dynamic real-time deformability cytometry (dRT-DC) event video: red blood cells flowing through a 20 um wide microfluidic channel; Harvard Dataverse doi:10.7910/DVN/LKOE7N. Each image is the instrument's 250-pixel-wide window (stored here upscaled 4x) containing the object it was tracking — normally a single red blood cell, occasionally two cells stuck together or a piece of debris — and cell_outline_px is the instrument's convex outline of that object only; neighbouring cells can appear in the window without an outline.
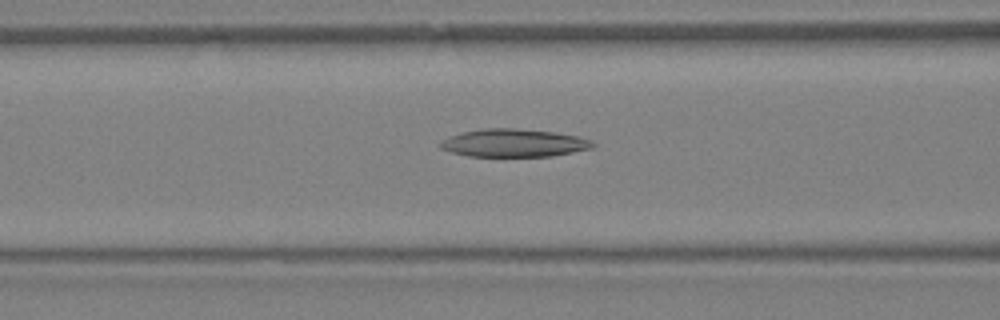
{"species": "Egyptian fruit bat (a non-hibernating species)", "species_latin": "Rousettus aegyptiacus", "temperature_condition": "warm", "stored_images_in_passage": 24, "camera_frame_rate_fps": 3000, "um_per_image_px": 0.085, "animal": {"sex": "female"}, "frame": {"image": 1, "passage_image": 4, "time_ms": 1.0, "image_size_px": [1000, 320], "cell_outline_px": [[596, 144], [592, 148], [552, 156], [468, 156], [452, 152], [440, 148], [440, 140], [464, 132], [484, 128], [516, 128], [552, 132], [580, 136], [592, 140]], "centroid_in_image_um": [43.71, 12.15], "position_along_channel_um": 122.9, "area_um2": 24.68}}
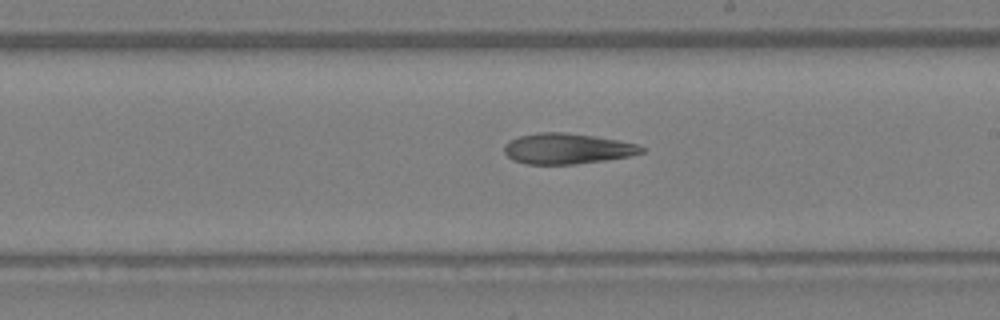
{"frame": {"image": 2, "passage_image": 11, "time_ms": 3.333, "image_size_px": [1000, 320], "cell_outline_px": [[644, 152], [628, 156], [604, 160], [572, 164], [528, 164], [512, 160], [504, 152], [504, 144], [508, 140], [520, 136], [540, 132], [564, 132], [596, 136], [636, 144], [644, 148]], "centroid_in_image_um": [48.16, 12.63], "position_along_channel_um": 240.8, "area_um2": 24.33}}
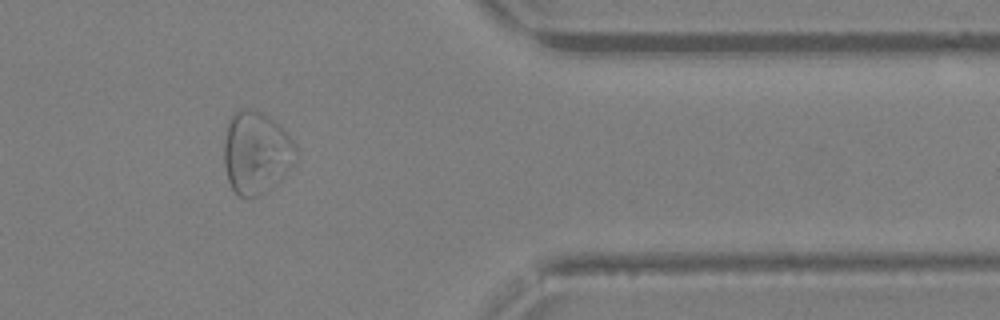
{"frame": {"image": 3, "passage_image": 21, "time_ms": 6.667, "image_size_px": [1000, 320], "cell_outline_px": [[300, 152], [296, 164], [280, 180], [256, 196], [240, 196], [232, 188], [228, 180], [224, 164], [224, 140], [228, 120], [240, 108], [252, 108], [268, 116], [296, 144]], "centroid_in_image_um": [21.8, 12.96], "position_along_channel_um": 389.6, "area_um2": 34.56}}